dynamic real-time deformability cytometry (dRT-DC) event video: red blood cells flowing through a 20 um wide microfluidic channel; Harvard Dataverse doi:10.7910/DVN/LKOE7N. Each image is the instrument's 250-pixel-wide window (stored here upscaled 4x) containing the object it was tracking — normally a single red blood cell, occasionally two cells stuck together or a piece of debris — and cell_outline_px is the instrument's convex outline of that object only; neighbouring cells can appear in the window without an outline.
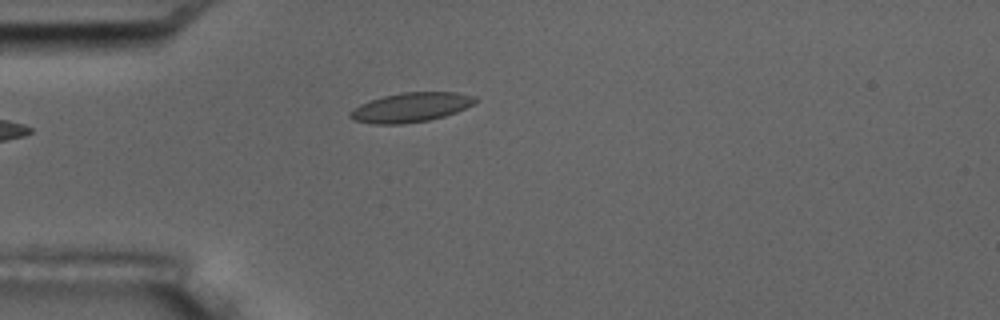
{"species": "common noctule bat (a hibernating species)", "species_latin": "Nyctalus noctula", "temperature_condition": "room temperature", "stored_images_in_passage": 5, "camera_frame_rate_fps": 3000, "um_per_image_px": 0.085, "animal": {"sex": "male", "body_mass_g": 17.5, "forearm_length_mm": 52.3}, "frame": {"image": 1, "passage_image": 1, "time_ms": 0.0, "image_size_px": [1000, 320], "cell_outline_px": [[480, 100], [456, 112], [444, 116], [428, 120], [400, 124], [372, 124], [352, 120], [348, 116], [348, 112], [360, 104], [368, 100], [384, 96], [404, 92], [456, 92], [476, 96]], "centroid_in_image_um": [34.89, 9.12], "position_along_channel_um": 50.1, "area_um2": 21.56}}
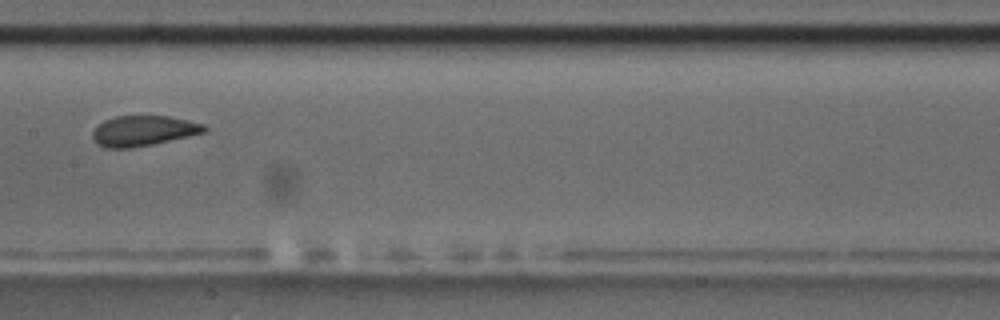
{"frame": {"image": 2, "passage_image": 5, "time_ms": 4.333, "image_size_px": [1000, 320], "cell_outline_px": [[208, 128], [204, 132], [188, 136], [152, 144], [128, 148], [104, 148], [92, 136], [92, 132], [104, 120], [116, 116], [168, 116], [188, 120], [204, 124]], "centroid_in_image_um": [12.2, 11.11], "position_along_channel_um": 195.2, "area_um2": 19.42}}